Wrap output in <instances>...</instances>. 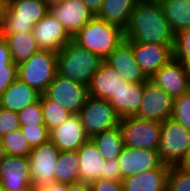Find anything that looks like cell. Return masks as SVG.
I'll use <instances>...</instances> for the list:
<instances>
[{
    "mask_svg": "<svg viewBox=\"0 0 190 191\" xmlns=\"http://www.w3.org/2000/svg\"><path fill=\"white\" fill-rule=\"evenodd\" d=\"M124 37L136 43L174 45L175 33L159 1L139 0L124 29Z\"/></svg>",
    "mask_w": 190,
    "mask_h": 191,
    "instance_id": "obj_1",
    "label": "cell"
},
{
    "mask_svg": "<svg viewBox=\"0 0 190 191\" xmlns=\"http://www.w3.org/2000/svg\"><path fill=\"white\" fill-rule=\"evenodd\" d=\"M125 40L124 30L114 24L91 19L73 37L80 47L99 56L103 61Z\"/></svg>",
    "mask_w": 190,
    "mask_h": 191,
    "instance_id": "obj_2",
    "label": "cell"
},
{
    "mask_svg": "<svg viewBox=\"0 0 190 191\" xmlns=\"http://www.w3.org/2000/svg\"><path fill=\"white\" fill-rule=\"evenodd\" d=\"M103 60L71 40L57 52V74L88 86Z\"/></svg>",
    "mask_w": 190,
    "mask_h": 191,
    "instance_id": "obj_3",
    "label": "cell"
},
{
    "mask_svg": "<svg viewBox=\"0 0 190 191\" xmlns=\"http://www.w3.org/2000/svg\"><path fill=\"white\" fill-rule=\"evenodd\" d=\"M48 12L49 8L43 0L6 1L1 35L32 31Z\"/></svg>",
    "mask_w": 190,
    "mask_h": 191,
    "instance_id": "obj_4",
    "label": "cell"
},
{
    "mask_svg": "<svg viewBox=\"0 0 190 191\" xmlns=\"http://www.w3.org/2000/svg\"><path fill=\"white\" fill-rule=\"evenodd\" d=\"M17 78L43 94L57 75V52L36 51L28 60L17 65Z\"/></svg>",
    "mask_w": 190,
    "mask_h": 191,
    "instance_id": "obj_5",
    "label": "cell"
},
{
    "mask_svg": "<svg viewBox=\"0 0 190 191\" xmlns=\"http://www.w3.org/2000/svg\"><path fill=\"white\" fill-rule=\"evenodd\" d=\"M162 123L142 120L135 116L120 118L119 128L124 146L157 150L161 138Z\"/></svg>",
    "mask_w": 190,
    "mask_h": 191,
    "instance_id": "obj_6",
    "label": "cell"
},
{
    "mask_svg": "<svg viewBox=\"0 0 190 191\" xmlns=\"http://www.w3.org/2000/svg\"><path fill=\"white\" fill-rule=\"evenodd\" d=\"M190 147V130L174 119L162 122L158 153L161 161L169 166L177 165Z\"/></svg>",
    "mask_w": 190,
    "mask_h": 191,
    "instance_id": "obj_7",
    "label": "cell"
},
{
    "mask_svg": "<svg viewBox=\"0 0 190 191\" xmlns=\"http://www.w3.org/2000/svg\"><path fill=\"white\" fill-rule=\"evenodd\" d=\"M78 115L89 139L119 126L120 117L106 99L88 96Z\"/></svg>",
    "mask_w": 190,
    "mask_h": 191,
    "instance_id": "obj_8",
    "label": "cell"
},
{
    "mask_svg": "<svg viewBox=\"0 0 190 191\" xmlns=\"http://www.w3.org/2000/svg\"><path fill=\"white\" fill-rule=\"evenodd\" d=\"M60 152L51 140L32 148L29 169L33 189L56 182L54 169Z\"/></svg>",
    "mask_w": 190,
    "mask_h": 191,
    "instance_id": "obj_9",
    "label": "cell"
},
{
    "mask_svg": "<svg viewBox=\"0 0 190 191\" xmlns=\"http://www.w3.org/2000/svg\"><path fill=\"white\" fill-rule=\"evenodd\" d=\"M48 99L62 105L70 114L78 115L88 95V86L57 74L43 93Z\"/></svg>",
    "mask_w": 190,
    "mask_h": 191,
    "instance_id": "obj_10",
    "label": "cell"
},
{
    "mask_svg": "<svg viewBox=\"0 0 190 191\" xmlns=\"http://www.w3.org/2000/svg\"><path fill=\"white\" fill-rule=\"evenodd\" d=\"M174 99L149 79L144 82L143 99L136 118L164 122L171 118Z\"/></svg>",
    "mask_w": 190,
    "mask_h": 191,
    "instance_id": "obj_11",
    "label": "cell"
},
{
    "mask_svg": "<svg viewBox=\"0 0 190 191\" xmlns=\"http://www.w3.org/2000/svg\"><path fill=\"white\" fill-rule=\"evenodd\" d=\"M149 80L176 99L190 91V68L173 58Z\"/></svg>",
    "mask_w": 190,
    "mask_h": 191,
    "instance_id": "obj_12",
    "label": "cell"
},
{
    "mask_svg": "<svg viewBox=\"0 0 190 191\" xmlns=\"http://www.w3.org/2000/svg\"><path fill=\"white\" fill-rule=\"evenodd\" d=\"M117 159L122 179L152 169H169L170 167L161 161L158 151L152 149L124 146Z\"/></svg>",
    "mask_w": 190,
    "mask_h": 191,
    "instance_id": "obj_13",
    "label": "cell"
},
{
    "mask_svg": "<svg viewBox=\"0 0 190 191\" xmlns=\"http://www.w3.org/2000/svg\"><path fill=\"white\" fill-rule=\"evenodd\" d=\"M0 183L4 191H24L33 188L29 157L7 155L0 161Z\"/></svg>",
    "mask_w": 190,
    "mask_h": 191,
    "instance_id": "obj_14",
    "label": "cell"
},
{
    "mask_svg": "<svg viewBox=\"0 0 190 191\" xmlns=\"http://www.w3.org/2000/svg\"><path fill=\"white\" fill-rule=\"evenodd\" d=\"M32 31L36 44L41 50L59 52L73 40L65 27L49 12L33 27Z\"/></svg>",
    "mask_w": 190,
    "mask_h": 191,
    "instance_id": "obj_15",
    "label": "cell"
},
{
    "mask_svg": "<svg viewBox=\"0 0 190 191\" xmlns=\"http://www.w3.org/2000/svg\"><path fill=\"white\" fill-rule=\"evenodd\" d=\"M104 62L115 69L127 83H144L148 80L135 60L130 40L125 39Z\"/></svg>",
    "mask_w": 190,
    "mask_h": 191,
    "instance_id": "obj_16",
    "label": "cell"
},
{
    "mask_svg": "<svg viewBox=\"0 0 190 191\" xmlns=\"http://www.w3.org/2000/svg\"><path fill=\"white\" fill-rule=\"evenodd\" d=\"M132 50L137 64L148 79L173 59V45L132 42Z\"/></svg>",
    "mask_w": 190,
    "mask_h": 191,
    "instance_id": "obj_17",
    "label": "cell"
},
{
    "mask_svg": "<svg viewBox=\"0 0 190 191\" xmlns=\"http://www.w3.org/2000/svg\"><path fill=\"white\" fill-rule=\"evenodd\" d=\"M49 13L65 27L72 37L95 17L83 0H65L49 8Z\"/></svg>",
    "mask_w": 190,
    "mask_h": 191,
    "instance_id": "obj_18",
    "label": "cell"
},
{
    "mask_svg": "<svg viewBox=\"0 0 190 191\" xmlns=\"http://www.w3.org/2000/svg\"><path fill=\"white\" fill-rule=\"evenodd\" d=\"M50 140L60 151H77L89 137L86 135L80 116L71 115L50 131Z\"/></svg>",
    "mask_w": 190,
    "mask_h": 191,
    "instance_id": "obj_19",
    "label": "cell"
},
{
    "mask_svg": "<svg viewBox=\"0 0 190 191\" xmlns=\"http://www.w3.org/2000/svg\"><path fill=\"white\" fill-rule=\"evenodd\" d=\"M144 83H127L119 86L108 99L120 118L135 116L140 109L143 99Z\"/></svg>",
    "mask_w": 190,
    "mask_h": 191,
    "instance_id": "obj_20",
    "label": "cell"
},
{
    "mask_svg": "<svg viewBox=\"0 0 190 191\" xmlns=\"http://www.w3.org/2000/svg\"><path fill=\"white\" fill-rule=\"evenodd\" d=\"M80 181L91 183L101 179L105 163L95 143L89 139L78 150Z\"/></svg>",
    "mask_w": 190,
    "mask_h": 191,
    "instance_id": "obj_21",
    "label": "cell"
},
{
    "mask_svg": "<svg viewBox=\"0 0 190 191\" xmlns=\"http://www.w3.org/2000/svg\"><path fill=\"white\" fill-rule=\"evenodd\" d=\"M41 93L18 78L0 95V106L12 112H20L26 106L37 102Z\"/></svg>",
    "mask_w": 190,
    "mask_h": 191,
    "instance_id": "obj_22",
    "label": "cell"
},
{
    "mask_svg": "<svg viewBox=\"0 0 190 191\" xmlns=\"http://www.w3.org/2000/svg\"><path fill=\"white\" fill-rule=\"evenodd\" d=\"M121 84L120 74L103 61L88 85V95L108 100Z\"/></svg>",
    "mask_w": 190,
    "mask_h": 191,
    "instance_id": "obj_23",
    "label": "cell"
},
{
    "mask_svg": "<svg viewBox=\"0 0 190 191\" xmlns=\"http://www.w3.org/2000/svg\"><path fill=\"white\" fill-rule=\"evenodd\" d=\"M169 169H152L121 180L124 191H166Z\"/></svg>",
    "mask_w": 190,
    "mask_h": 191,
    "instance_id": "obj_24",
    "label": "cell"
},
{
    "mask_svg": "<svg viewBox=\"0 0 190 191\" xmlns=\"http://www.w3.org/2000/svg\"><path fill=\"white\" fill-rule=\"evenodd\" d=\"M139 0H104L98 19L121 27L128 25L130 15Z\"/></svg>",
    "mask_w": 190,
    "mask_h": 191,
    "instance_id": "obj_25",
    "label": "cell"
},
{
    "mask_svg": "<svg viewBox=\"0 0 190 191\" xmlns=\"http://www.w3.org/2000/svg\"><path fill=\"white\" fill-rule=\"evenodd\" d=\"M6 40L14 64L28 60L39 50L33 31L13 35H1Z\"/></svg>",
    "mask_w": 190,
    "mask_h": 191,
    "instance_id": "obj_26",
    "label": "cell"
},
{
    "mask_svg": "<svg viewBox=\"0 0 190 191\" xmlns=\"http://www.w3.org/2000/svg\"><path fill=\"white\" fill-rule=\"evenodd\" d=\"M159 2L175 34L190 28V0H160Z\"/></svg>",
    "mask_w": 190,
    "mask_h": 191,
    "instance_id": "obj_27",
    "label": "cell"
},
{
    "mask_svg": "<svg viewBox=\"0 0 190 191\" xmlns=\"http://www.w3.org/2000/svg\"><path fill=\"white\" fill-rule=\"evenodd\" d=\"M91 140L95 143L105 161L117 159L124 148L119 126L94 135Z\"/></svg>",
    "mask_w": 190,
    "mask_h": 191,
    "instance_id": "obj_28",
    "label": "cell"
},
{
    "mask_svg": "<svg viewBox=\"0 0 190 191\" xmlns=\"http://www.w3.org/2000/svg\"><path fill=\"white\" fill-rule=\"evenodd\" d=\"M56 182L76 183L80 181L77 151H61L55 165Z\"/></svg>",
    "mask_w": 190,
    "mask_h": 191,
    "instance_id": "obj_29",
    "label": "cell"
},
{
    "mask_svg": "<svg viewBox=\"0 0 190 191\" xmlns=\"http://www.w3.org/2000/svg\"><path fill=\"white\" fill-rule=\"evenodd\" d=\"M44 124L49 131L62 124L70 114L62 105L48 99L44 94L40 96Z\"/></svg>",
    "mask_w": 190,
    "mask_h": 191,
    "instance_id": "obj_30",
    "label": "cell"
},
{
    "mask_svg": "<svg viewBox=\"0 0 190 191\" xmlns=\"http://www.w3.org/2000/svg\"><path fill=\"white\" fill-rule=\"evenodd\" d=\"M7 155L29 157L32 150L20 128L2 137Z\"/></svg>",
    "mask_w": 190,
    "mask_h": 191,
    "instance_id": "obj_31",
    "label": "cell"
},
{
    "mask_svg": "<svg viewBox=\"0 0 190 191\" xmlns=\"http://www.w3.org/2000/svg\"><path fill=\"white\" fill-rule=\"evenodd\" d=\"M173 58L190 68V28L175 34Z\"/></svg>",
    "mask_w": 190,
    "mask_h": 191,
    "instance_id": "obj_32",
    "label": "cell"
},
{
    "mask_svg": "<svg viewBox=\"0 0 190 191\" xmlns=\"http://www.w3.org/2000/svg\"><path fill=\"white\" fill-rule=\"evenodd\" d=\"M166 191H190V172L184 171L176 165L170 166Z\"/></svg>",
    "mask_w": 190,
    "mask_h": 191,
    "instance_id": "obj_33",
    "label": "cell"
},
{
    "mask_svg": "<svg viewBox=\"0 0 190 191\" xmlns=\"http://www.w3.org/2000/svg\"><path fill=\"white\" fill-rule=\"evenodd\" d=\"M171 118L190 130V91L174 99Z\"/></svg>",
    "mask_w": 190,
    "mask_h": 191,
    "instance_id": "obj_34",
    "label": "cell"
},
{
    "mask_svg": "<svg viewBox=\"0 0 190 191\" xmlns=\"http://www.w3.org/2000/svg\"><path fill=\"white\" fill-rule=\"evenodd\" d=\"M31 148L44 144L50 140V131L45 125H27L20 127Z\"/></svg>",
    "mask_w": 190,
    "mask_h": 191,
    "instance_id": "obj_35",
    "label": "cell"
},
{
    "mask_svg": "<svg viewBox=\"0 0 190 191\" xmlns=\"http://www.w3.org/2000/svg\"><path fill=\"white\" fill-rule=\"evenodd\" d=\"M18 117L21 126L45 125L40 99L18 112Z\"/></svg>",
    "mask_w": 190,
    "mask_h": 191,
    "instance_id": "obj_36",
    "label": "cell"
},
{
    "mask_svg": "<svg viewBox=\"0 0 190 191\" xmlns=\"http://www.w3.org/2000/svg\"><path fill=\"white\" fill-rule=\"evenodd\" d=\"M20 120L17 112H12L0 106V137L20 128Z\"/></svg>",
    "mask_w": 190,
    "mask_h": 191,
    "instance_id": "obj_37",
    "label": "cell"
},
{
    "mask_svg": "<svg viewBox=\"0 0 190 191\" xmlns=\"http://www.w3.org/2000/svg\"><path fill=\"white\" fill-rule=\"evenodd\" d=\"M101 179L121 182L122 174L118 159L106 161L104 173H101Z\"/></svg>",
    "mask_w": 190,
    "mask_h": 191,
    "instance_id": "obj_38",
    "label": "cell"
},
{
    "mask_svg": "<svg viewBox=\"0 0 190 191\" xmlns=\"http://www.w3.org/2000/svg\"><path fill=\"white\" fill-rule=\"evenodd\" d=\"M0 69H17V64L12 62L10 50L3 36H0Z\"/></svg>",
    "mask_w": 190,
    "mask_h": 191,
    "instance_id": "obj_39",
    "label": "cell"
},
{
    "mask_svg": "<svg viewBox=\"0 0 190 191\" xmlns=\"http://www.w3.org/2000/svg\"><path fill=\"white\" fill-rule=\"evenodd\" d=\"M90 186L91 191H124L121 182L106 179L95 180Z\"/></svg>",
    "mask_w": 190,
    "mask_h": 191,
    "instance_id": "obj_40",
    "label": "cell"
},
{
    "mask_svg": "<svg viewBox=\"0 0 190 191\" xmlns=\"http://www.w3.org/2000/svg\"><path fill=\"white\" fill-rule=\"evenodd\" d=\"M17 69H0V95L17 79Z\"/></svg>",
    "mask_w": 190,
    "mask_h": 191,
    "instance_id": "obj_41",
    "label": "cell"
},
{
    "mask_svg": "<svg viewBox=\"0 0 190 191\" xmlns=\"http://www.w3.org/2000/svg\"><path fill=\"white\" fill-rule=\"evenodd\" d=\"M35 191H68V184L54 182L52 184L44 185L40 188H37Z\"/></svg>",
    "mask_w": 190,
    "mask_h": 191,
    "instance_id": "obj_42",
    "label": "cell"
},
{
    "mask_svg": "<svg viewBox=\"0 0 190 191\" xmlns=\"http://www.w3.org/2000/svg\"><path fill=\"white\" fill-rule=\"evenodd\" d=\"M104 0H83L94 16L100 12Z\"/></svg>",
    "mask_w": 190,
    "mask_h": 191,
    "instance_id": "obj_43",
    "label": "cell"
},
{
    "mask_svg": "<svg viewBox=\"0 0 190 191\" xmlns=\"http://www.w3.org/2000/svg\"><path fill=\"white\" fill-rule=\"evenodd\" d=\"M68 191H91V186L90 183L79 181L68 184Z\"/></svg>",
    "mask_w": 190,
    "mask_h": 191,
    "instance_id": "obj_44",
    "label": "cell"
},
{
    "mask_svg": "<svg viewBox=\"0 0 190 191\" xmlns=\"http://www.w3.org/2000/svg\"><path fill=\"white\" fill-rule=\"evenodd\" d=\"M176 166L184 171L190 172V147Z\"/></svg>",
    "mask_w": 190,
    "mask_h": 191,
    "instance_id": "obj_45",
    "label": "cell"
},
{
    "mask_svg": "<svg viewBox=\"0 0 190 191\" xmlns=\"http://www.w3.org/2000/svg\"><path fill=\"white\" fill-rule=\"evenodd\" d=\"M43 1L47 4L48 8H51L55 5L63 3L65 0H43Z\"/></svg>",
    "mask_w": 190,
    "mask_h": 191,
    "instance_id": "obj_46",
    "label": "cell"
},
{
    "mask_svg": "<svg viewBox=\"0 0 190 191\" xmlns=\"http://www.w3.org/2000/svg\"><path fill=\"white\" fill-rule=\"evenodd\" d=\"M7 156L5 147L2 142V137H0V161Z\"/></svg>",
    "mask_w": 190,
    "mask_h": 191,
    "instance_id": "obj_47",
    "label": "cell"
},
{
    "mask_svg": "<svg viewBox=\"0 0 190 191\" xmlns=\"http://www.w3.org/2000/svg\"><path fill=\"white\" fill-rule=\"evenodd\" d=\"M5 4H6L5 0H0V23H2L3 21V13H4Z\"/></svg>",
    "mask_w": 190,
    "mask_h": 191,
    "instance_id": "obj_48",
    "label": "cell"
},
{
    "mask_svg": "<svg viewBox=\"0 0 190 191\" xmlns=\"http://www.w3.org/2000/svg\"><path fill=\"white\" fill-rule=\"evenodd\" d=\"M24 191H35V189L30 188L29 190H24Z\"/></svg>",
    "mask_w": 190,
    "mask_h": 191,
    "instance_id": "obj_49",
    "label": "cell"
},
{
    "mask_svg": "<svg viewBox=\"0 0 190 191\" xmlns=\"http://www.w3.org/2000/svg\"><path fill=\"white\" fill-rule=\"evenodd\" d=\"M0 191H4L3 187L1 186V183H0Z\"/></svg>",
    "mask_w": 190,
    "mask_h": 191,
    "instance_id": "obj_50",
    "label": "cell"
},
{
    "mask_svg": "<svg viewBox=\"0 0 190 191\" xmlns=\"http://www.w3.org/2000/svg\"><path fill=\"white\" fill-rule=\"evenodd\" d=\"M142 1H160V0H142Z\"/></svg>",
    "mask_w": 190,
    "mask_h": 191,
    "instance_id": "obj_51",
    "label": "cell"
}]
</instances>
